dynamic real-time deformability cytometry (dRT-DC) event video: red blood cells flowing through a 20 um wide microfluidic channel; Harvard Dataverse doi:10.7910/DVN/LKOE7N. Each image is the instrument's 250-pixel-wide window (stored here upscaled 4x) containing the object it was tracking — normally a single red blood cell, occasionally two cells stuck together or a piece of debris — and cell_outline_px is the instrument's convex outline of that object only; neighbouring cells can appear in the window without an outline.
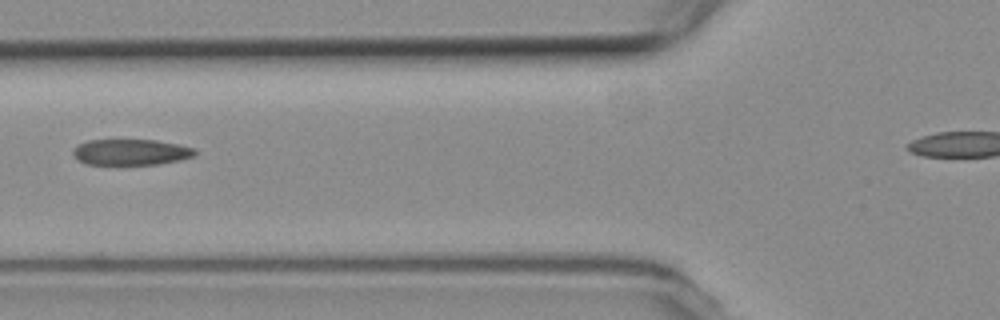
{"species": "common noctule bat (a hibernating species)", "species_latin": "Nyctalus noctula", "temperature_condition": "room temperature", "stored_images_in_passage": 6, "segment_of_instrument_passage": [1, 2], "camera_frame_rate_fps": 3000, "um_per_image_px": 0.085, "animal": {"sex": "female", "body_mass_g": 19.3, "forearm_length_mm": 54.1}, "frame": {"image": 1, "passage_image": 3, "time_ms": 2.333, "image_size_px": [1000, 320], "cell_outline_px": [[196, 156], [180, 160], [160, 164], [84, 164], [72, 152], [72, 148], [76, 144], [88, 140], [156, 140], [180, 144], [196, 148]], "centroid_in_image_um": [11.16, 12.92], "position_along_channel_um": 114.6, "area_um2": 18.61}}
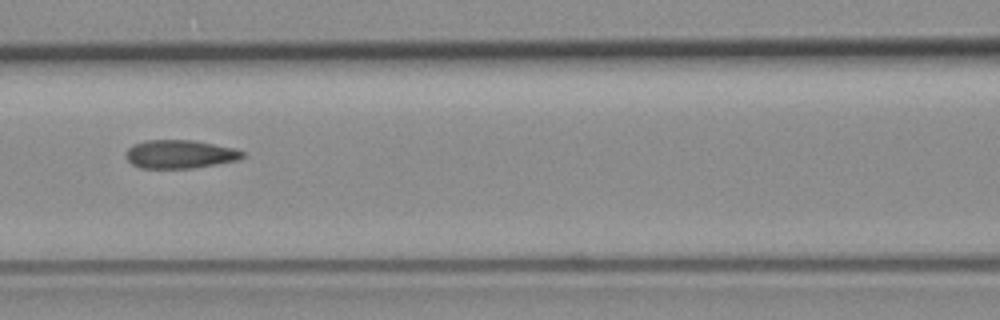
{"frame": {"image": 2, "passage_image": 4, "time_ms": 3.333, "image_size_px": [1000, 320], "cell_outline_px": [[244, 156], [240, 160], [192, 168], [140, 168], [132, 164], [124, 156], [128, 148], [132, 144], [144, 140], [192, 140], [232, 148], [244, 152]], "centroid_in_image_um": [15.25, 13.1], "position_along_channel_um": 151.4, "area_um2": 19.31}}
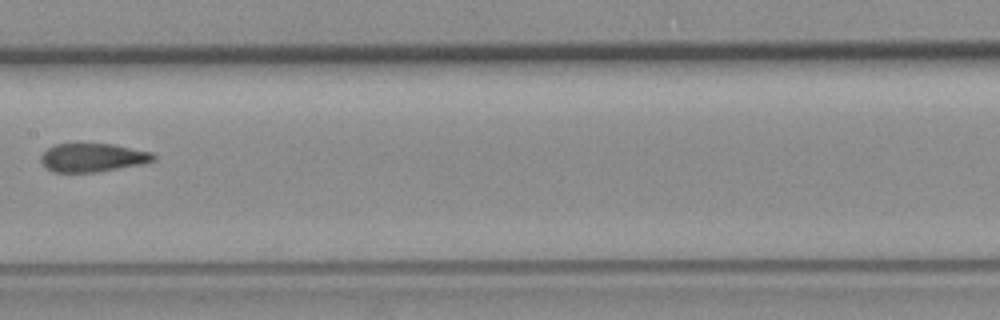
{"frame": {"image": 3, "passage_image": 5, "time_ms": 4.667, "image_size_px": [1000, 320], "cell_outline_px": [[156, 160], [144, 164], [96, 172], [52, 172], [40, 160], [40, 156], [48, 148], [56, 144], [112, 144], [152, 152], [156, 156]], "centroid_in_image_um": [7.91, 13.4], "position_along_channel_um": 199.5, "area_um2": 18.67}}